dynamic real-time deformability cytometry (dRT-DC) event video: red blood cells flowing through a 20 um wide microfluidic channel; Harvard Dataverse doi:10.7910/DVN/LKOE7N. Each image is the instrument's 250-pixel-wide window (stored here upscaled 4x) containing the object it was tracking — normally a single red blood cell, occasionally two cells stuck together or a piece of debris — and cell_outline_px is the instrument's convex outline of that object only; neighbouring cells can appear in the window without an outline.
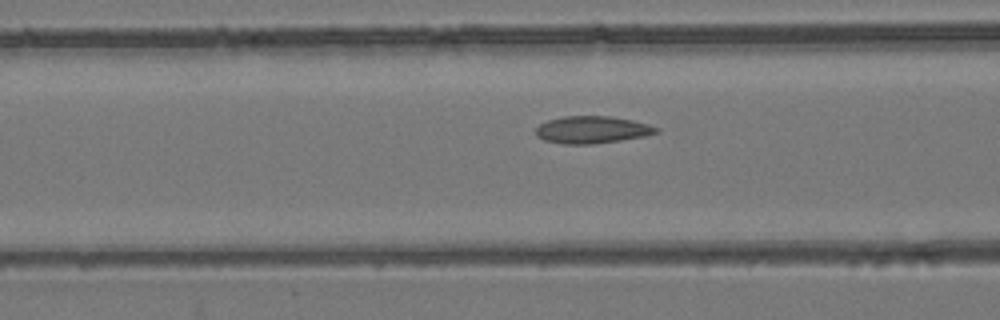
{"species": "common noctule bat (a hibernating species)", "species_latin": "Nyctalus noctula", "temperature_condition": "room temperature", "stored_images_in_passage": 36, "camera_frame_rate_fps": 3000, "um_per_image_px": 0.085, "animal": {"sex": "female", "body_mass_g": 24.6, "forearm_length_mm": 56.2}, "frame": {"image": 1, "passage_image": 4, "time_ms": 1.0, "image_size_px": [1000, 320], "cell_outline_px": [[660, 132], [648, 136], [596, 144], [564, 144], [544, 140], [536, 136], [536, 128], [540, 124], [548, 120], [564, 116], [608, 116], [632, 120], [648, 124], [660, 128]], "centroid_in_image_um": [50.37, 11.04], "position_along_channel_um": 116.2, "area_um2": 19.31}}
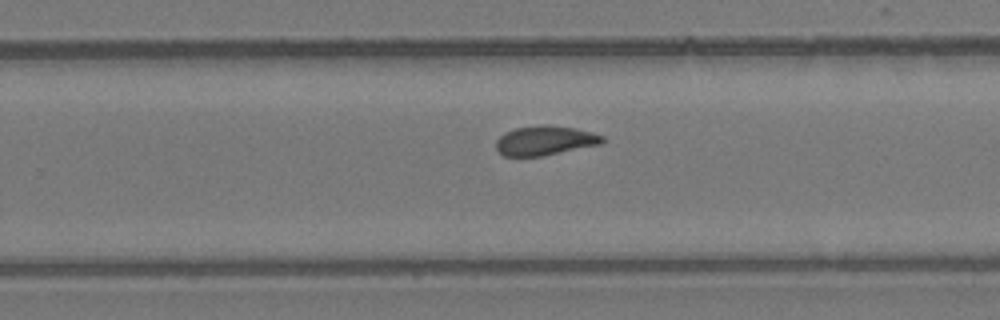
{"frame": {"image": 2, "passage_image": 17, "time_ms": 5.333, "image_size_px": [1000, 320], "cell_outline_px": [[604, 144], [544, 156], [504, 156], [496, 148], [496, 140], [504, 132], [516, 128], [544, 124], [548, 124], [576, 128], [592, 132], [604, 136]], "centroid_in_image_um": [46.37, 11.94], "position_along_channel_um": 283.4, "area_um2": 18.55}}
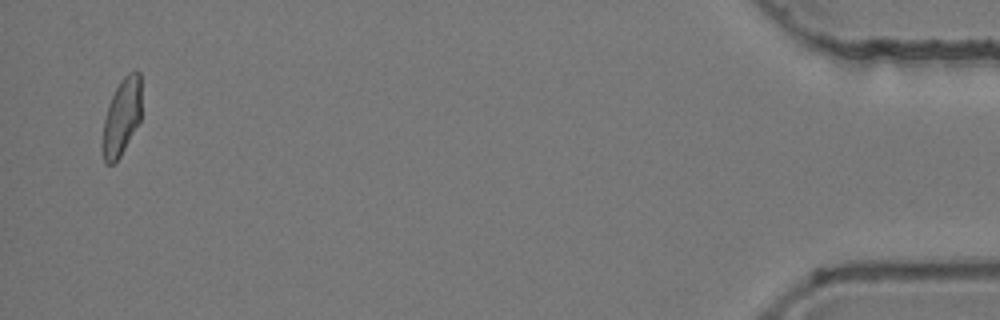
{"frame": {"image": 3, "passage_image": 35, "time_ms": 11.333, "image_size_px": [1000, 320], "cell_outline_px": [[140, 120], [120, 156], [112, 164], [104, 164], [104, 120], [108, 104], [120, 80], [128, 72], [136, 68], [140, 72]], "centroid_in_image_um": [10.36, 9.86], "position_along_channel_um": 424.8, "area_um2": 16.99}}